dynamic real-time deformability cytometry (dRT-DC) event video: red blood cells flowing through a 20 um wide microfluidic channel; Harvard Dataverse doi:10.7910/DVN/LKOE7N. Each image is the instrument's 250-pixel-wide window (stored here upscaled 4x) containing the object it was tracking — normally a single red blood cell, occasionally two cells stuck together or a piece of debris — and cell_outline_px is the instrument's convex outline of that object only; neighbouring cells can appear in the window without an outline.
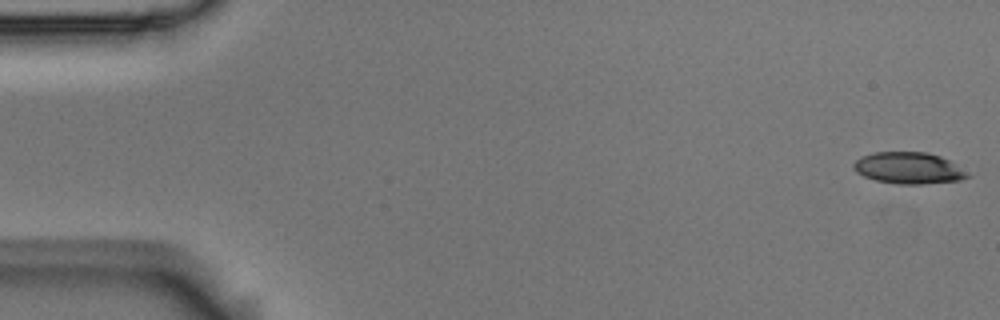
{"species": "Egyptian fruit bat (a non-hibernating species)", "species_latin": "Rousettus aegyptiacus", "temperature_condition": "room temperature", "stored_images_in_passage": 15, "camera_frame_rate_fps": 3000, "um_per_image_px": 0.085, "animal": {"sex": "male"}, "frame": {"image": 1, "passage_image": 1, "time_ms": 0.0, "image_size_px": [1000, 320], "cell_outline_px": [[972, 176], [960, 180], [924, 184], [896, 184], [876, 180], [864, 176], [856, 172], [852, 168], [852, 164], [860, 156], [872, 152], [928, 152], [940, 156], [948, 160]], "centroid_in_image_um": [77.19, 14.28], "position_along_channel_um": 7.8, "area_um2": 20.98}}
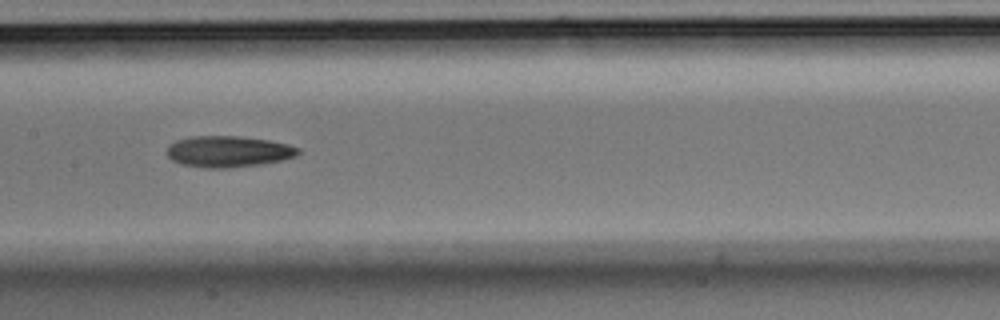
{"frame": {"image": 2, "passage_image": 8, "time_ms": 2.333, "image_size_px": [1000, 320], "cell_outline_px": [[300, 152], [296, 156], [280, 160], [260, 164], [228, 168], [208, 168], [180, 164], [172, 160], [168, 156], [168, 144], [176, 140], [188, 136], [240, 136], [268, 140], [288, 144], [300, 148]], "centroid_in_image_um": [19.39, 12.87], "position_along_channel_um": 188.0, "area_um2": 23.93}}
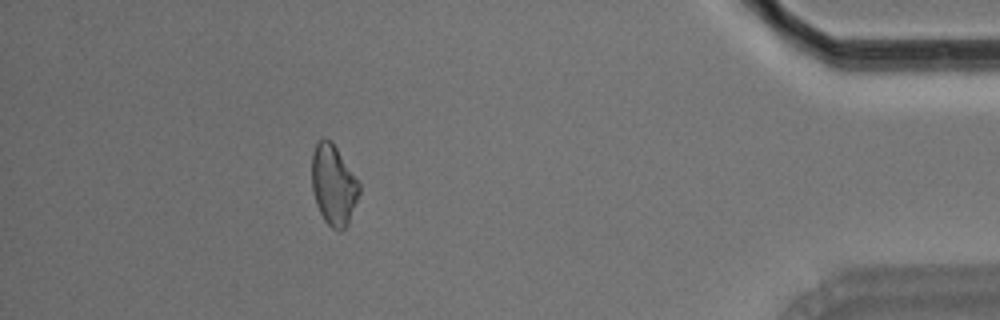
{"frame": {"image": 3, "passage_image": 14, "time_ms": 4.333, "image_size_px": [1000, 320], "cell_outline_px": [[360, 192], [348, 224], [340, 232], [332, 228], [324, 220], [316, 204], [312, 188], [312, 152], [316, 144], [324, 136], [332, 140], [360, 184]], "centroid_in_image_um": [28.34, 15.7], "position_along_channel_um": 406.9, "area_um2": 22.25}}